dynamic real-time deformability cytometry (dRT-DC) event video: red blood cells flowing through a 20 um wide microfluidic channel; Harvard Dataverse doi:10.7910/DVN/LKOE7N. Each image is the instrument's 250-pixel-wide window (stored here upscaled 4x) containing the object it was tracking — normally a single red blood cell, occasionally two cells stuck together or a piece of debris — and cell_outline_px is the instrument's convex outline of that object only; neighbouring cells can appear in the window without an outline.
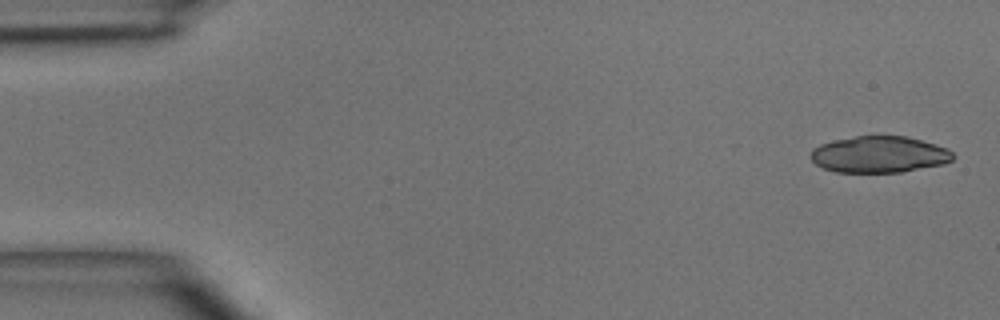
{"species": "common noctule bat (a hibernating species)", "species_latin": "Nyctalus noctula", "temperature_condition": "room temperature", "stored_images_in_passage": 4, "camera_frame_rate_fps": 3000, "um_per_image_px": 0.085, "animal": {"sex": "male", "body_mass_g": 15.6}, "frame": {"image": 1, "passage_image": 1, "time_ms": 0.0, "image_size_px": [1000, 320], "cell_outline_px": [[956, 156], [952, 160], [944, 164], [900, 172], [836, 172], [824, 168], [816, 164], [808, 156], [812, 148], [820, 144], [832, 140], [856, 136], [908, 136], [936, 144], [948, 148]], "centroid_in_image_um": [74.73, 13.12], "position_along_channel_um": 10.3, "area_um2": 30.52}}